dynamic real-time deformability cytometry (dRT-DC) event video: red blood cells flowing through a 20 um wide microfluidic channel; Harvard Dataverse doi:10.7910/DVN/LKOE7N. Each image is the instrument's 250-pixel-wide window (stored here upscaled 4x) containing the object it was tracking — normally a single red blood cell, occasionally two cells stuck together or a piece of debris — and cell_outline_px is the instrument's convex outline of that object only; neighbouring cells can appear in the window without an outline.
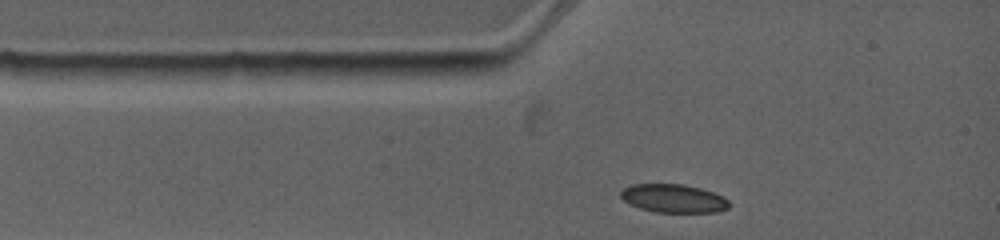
{"species": "common noctule bat (a hibernating species)", "species_latin": "Nyctalus noctula", "temperature_condition": "warm", "stored_images_in_passage": 2, "camera_frame_rate_fps": 4500, "um_per_image_px": 0.085, "animal": {"sex": "female", "body_mass_g": 19.0, "forearm_length_mm": 53.3}, "frame": {"image": 1, "passage_image": 1, "time_ms": 0.0, "image_size_px": [1000, 240], "cell_outline_px": [[732, 204], [728, 208], [720, 212], [656, 212], [640, 208], [628, 204], [620, 196], [620, 192], [624, 188], [632, 184], [684, 184], [700, 188], [724, 196]], "centroid_in_image_um": [57.27, 16.87], "position_along_channel_um": 27.7, "area_um2": 18.09}}